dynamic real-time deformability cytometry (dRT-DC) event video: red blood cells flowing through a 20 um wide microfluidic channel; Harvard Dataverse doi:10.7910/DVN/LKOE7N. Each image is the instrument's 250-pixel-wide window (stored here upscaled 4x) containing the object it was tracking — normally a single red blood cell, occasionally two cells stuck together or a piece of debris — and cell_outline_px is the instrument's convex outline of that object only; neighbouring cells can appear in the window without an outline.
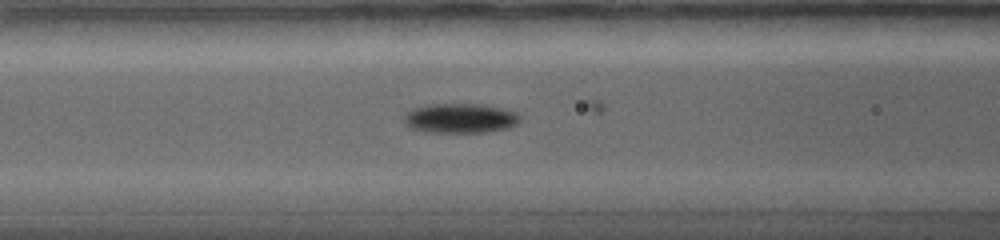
{"species": "common noctule bat (a hibernating species)", "species_latin": "Nyctalus noctula", "temperature_condition": "warm", "stored_images_in_passage": 20, "camera_frame_rate_fps": 5000, "um_per_image_px": 0.085, "animal": {"sex": "female", "body_mass_g": 19.0, "forearm_length_mm": 56.7}, "frame": {"image": 1, "passage_image": 4, "time_ms": 2.4, "image_size_px": [1000, 240], "cell_outline_px": [[520, 120], [516, 124], [508, 128], [484, 132], [424, 132], [412, 128], [404, 124], [404, 112], [412, 108], [428, 104], [484, 104], [516, 112], [520, 116]], "centroid_in_image_um": [39.07, 10.04], "position_along_channel_um": 127.5, "area_um2": 20.17}}
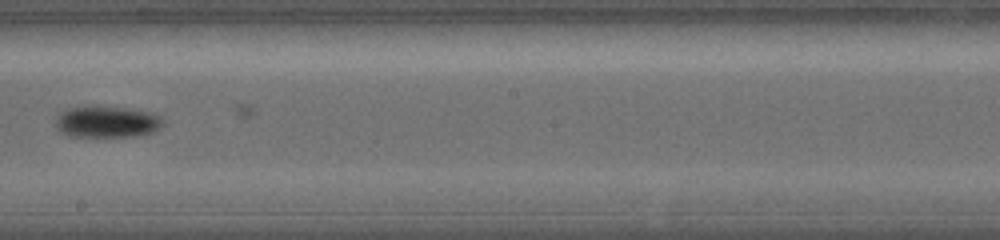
{"frame": {"image": 2, "passage_image": 8, "time_ms": 5.6, "image_size_px": [1000, 240], "cell_outline_px": [[164, 124], [152, 132], [136, 136], [68, 136], [60, 132], [56, 128], [56, 116], [60, 112], [68, 108], [88, 104], [96, 104], [128, 108], [156, 112], [164, 120]], "centroid_in_image_um": [9.08, 10.31], "position_along_channel_um": 239.1, "area_um2": 20.46}}
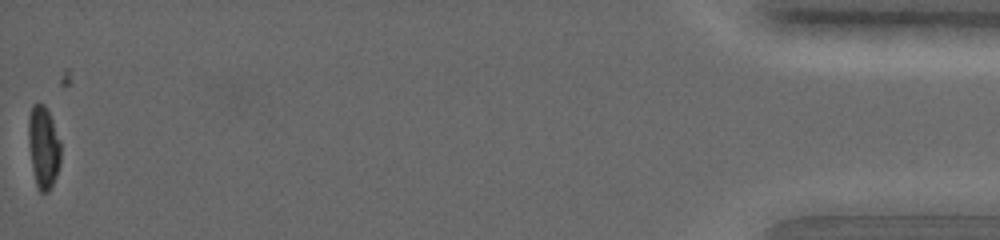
{"frame": {"image": 3, "passage_image": 20, "time_ms": 15.4, "image_size_px": [1000, 240], "cell_outline_px": [[60, 164], [56, 176], [48, 192], [40, 192], [36, 188], [32, 168], [28, 144], [28, 116], [32, 104], [44, 104], [52, 120], [60, 140]], "centroid_in_image_um": [3.67, 12.52], "position_along_channel_um": 431.5, "area_um2": 15.61}, "authors_computed_cell_mechanics": {"area_um2": 18.0047, "velocity_mm_per_s": 3.4948, "shape_relaxation_time_tau1_ms": 1.3395, "shape_relaxation_time_tau2_ms": null, "deformation_change_tau1": 0.0983, "deformation_change_tau2": null}}